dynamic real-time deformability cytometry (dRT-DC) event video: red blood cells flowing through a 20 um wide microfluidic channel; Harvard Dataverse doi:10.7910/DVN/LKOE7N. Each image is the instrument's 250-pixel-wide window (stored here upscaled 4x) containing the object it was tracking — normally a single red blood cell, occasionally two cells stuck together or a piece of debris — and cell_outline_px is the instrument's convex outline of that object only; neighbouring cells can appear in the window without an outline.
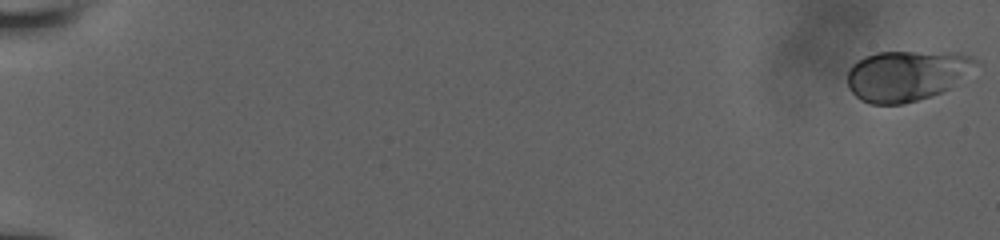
{"species": "human", "species_latin": "Homo sapiens", "temperature_condition": "room temperature", "stored_images_in_passage": 13, "camera_frame_rate_fps": 3000, "um_per_image_px": 0.085, "donor": {"sex": "male"}, "frame": {"image": 1, "passage_image": 1, "time_ms": 0.0, "image_size_px": [1000, 240], "cell_outline_px": [[980, 64], [948, 88], [940, 92], [916, 100], [900, 104], [868, 104], [860, 100], [848, 88], [848, 68], [856, 60], [864, 56], [876, 52], [960, 52], [972, 56]], "centroid_in_image_um": [77.03, 6.4], "position_along_channel_um": 8.0, "area_um2": 37.86}}